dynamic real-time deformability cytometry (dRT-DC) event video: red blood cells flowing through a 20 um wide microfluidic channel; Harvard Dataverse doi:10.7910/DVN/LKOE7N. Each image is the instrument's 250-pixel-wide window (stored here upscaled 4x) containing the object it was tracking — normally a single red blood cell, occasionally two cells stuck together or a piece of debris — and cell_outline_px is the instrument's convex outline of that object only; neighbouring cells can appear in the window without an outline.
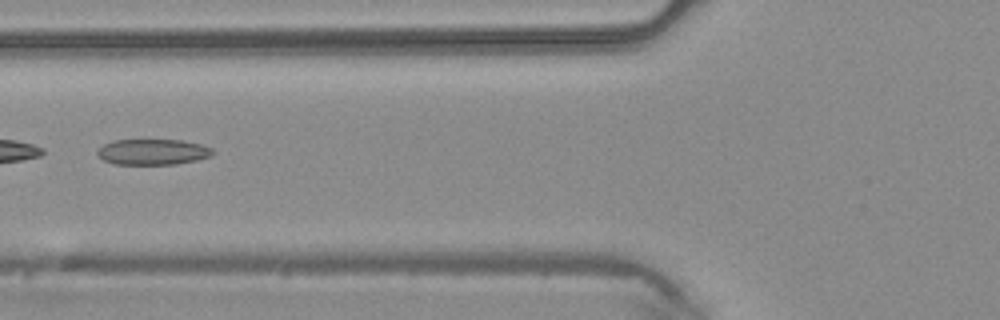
{"species": "common noctule bat (a hibernating species)", "species_latin": "Nyctalus noctula", "temperature_condition": "warm", "stored_images_in_passage": 5, "camera_frame_rate_fps": 3000, "um_per_image_px": 0.085, "animal": {"sex": "male", "body_mass_g": 20.4}, "frame": {"image": 1, "passage_image": 5, "time_ms": 1.333, "image_size_px": [1000, 320], "cell_outline_px": [[216, 152], [212, 156], [196, 160], [176, 164], [116, 164], [104, 160], [96, 152], [104, 144], [112, 140], [180, 140], [204, 144], [212, 148]], "centroid_in_image_um": [13.05, 12.9], "position_along_channel_um": 112.7, "area_um2": 17.34}}